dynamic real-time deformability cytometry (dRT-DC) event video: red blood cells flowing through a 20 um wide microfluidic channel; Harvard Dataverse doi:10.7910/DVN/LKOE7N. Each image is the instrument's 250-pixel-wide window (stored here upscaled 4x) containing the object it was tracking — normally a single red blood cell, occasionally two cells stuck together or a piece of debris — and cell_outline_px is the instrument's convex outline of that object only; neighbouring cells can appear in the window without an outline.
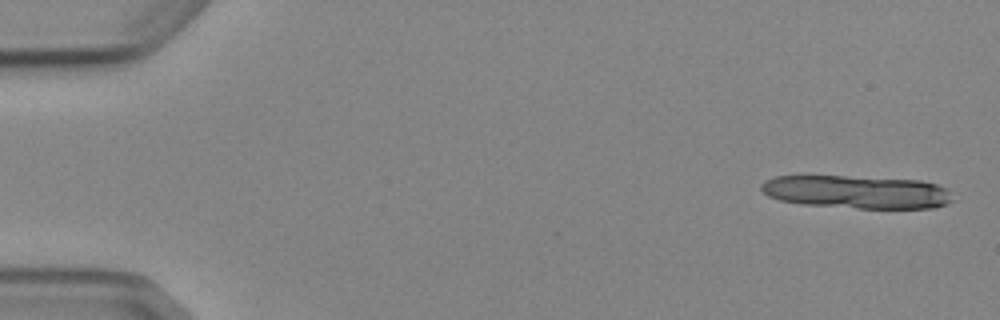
{"species": "Egyptian fruit bat (a non-hibernating species)", "species_latin": "Rousettus aegyptiacus", "temperature_condition": "cold", "stored_images_in_passage": 5, "camera_frame_rate_fps": 3000, "um_per_image_px": 0.085, "animal": {"sex": "female"}, "frame": {"image": 1, "passage_image": 1, "time_ms": 0.0, "image_size_px": [1000, 320], "cell_outline_px": [[952, 200], [948, 204], [936, 208], [856, 208], [804, 204], [780, 200], [768, 196], [760, 188], [760, 184], [764, 180], [776, 176], [844, 176], [920, 180], [936, 184], [948, 188]], "centroid_in_image_um": [72.84, 16.31], "position_along_channel_um": 12.2, "area_um2": 36.93}}